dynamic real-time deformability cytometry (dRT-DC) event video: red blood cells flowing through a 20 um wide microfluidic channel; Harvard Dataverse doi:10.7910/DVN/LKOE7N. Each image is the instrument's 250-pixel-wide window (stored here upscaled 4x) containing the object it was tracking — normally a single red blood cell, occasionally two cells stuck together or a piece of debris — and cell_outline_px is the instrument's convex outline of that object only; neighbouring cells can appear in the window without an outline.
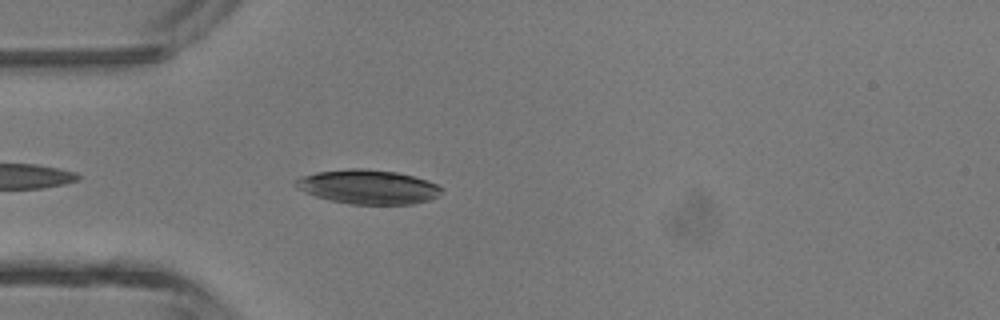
{"species": "common noctule bat (a hibernating species)", "species_latin": "Nyctalus noctula", "temperature_condition": "room temperature", "stored_images_in_passage": 30, "camera_frame_rate_fps": 3000, "um_per_image_px": 0.085, "animal": {"sex": "male", "body_mass_g": 13.3}, "frame": {"image": 1, "passage_image": 2, "time_ms": 0.333, "image_size_px": [1000, 320], "cell_outline_px": [[440, 192], [436, 196], [428, 200], [412, 204], [348, 204], [316, 196], [304, 192], [296, 188], [292, 184], [292, 180], [316, 172], [348, 168], [364, 168], [396, 172], [428, 180], [436, 184], [440, 188]], "centroid_in_image_um": [31.22, 15.87], "position_along_channel_um": 53.8, "area_um2": 29.02}}
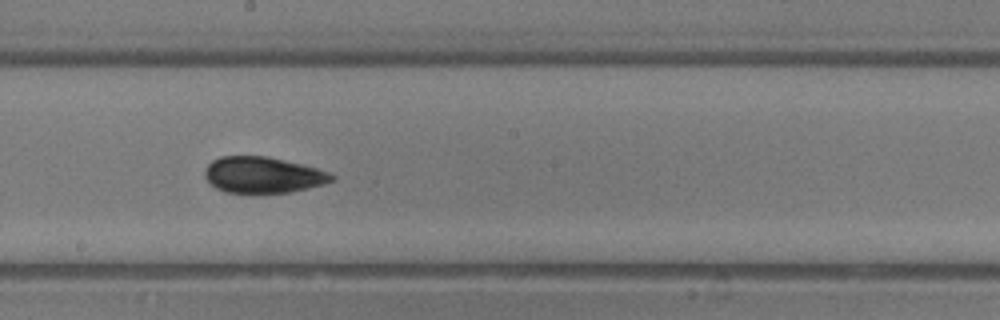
{"frame": {"image": 2, "passage_image": 14, "time_ms": 4.333, "image_size_px": [1000, 320], "cell_outline_px": [[336, 176], [332, 180], [324, 184], [292, 192], [224, 192], [216, 188], [204, 176], [204, 172], [208, 164], [212, 160], [220, 156], [268, 156], [316, 168], [328, 172]], "centroid_in_image_um": [22.33, 14.86], "position_along_channel_um": 225.9, "area_um2": 26.47}}
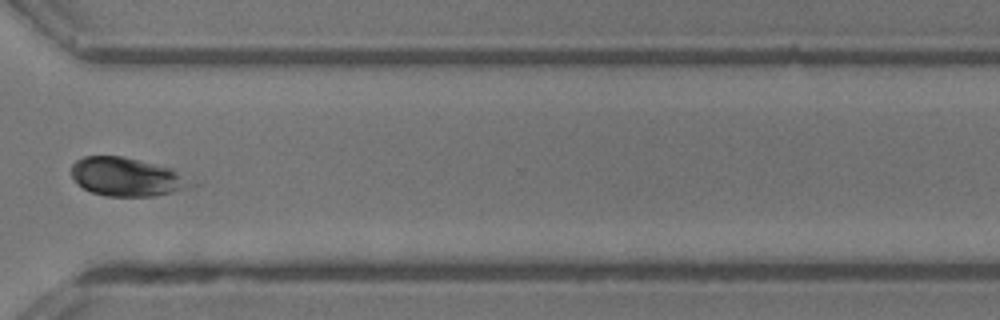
{"frame": {"image": 3, "passage_image": 23, "time_ms": 7.333, "image_size_px": [1000, 320], "cell_outline_px": [[184, 188], [172, 192], [152, 196], [104, 196], [92, 192], [76, 184], [72, 176], [72, 164], [76, 160], [84, 156], [124, 156], [172, 168], [176, 172], [184, 184]], "centroid_in_image_um": [10.58, 15.02], "position_along_channel_um": 360.0, "area_um2": 25.95}, "authors_computed_cell_mechanics": {"area_um2": 26.7325, "velocity_mm_per_s": 4.4859, "shape_relaxation_time_tau1_ms": 3.9247, "shape_relaxation_time_tau2_ms": 1.3261, "deformation_change_tau1": 0.1074, "deformation_change_tau2": 0.0755}}